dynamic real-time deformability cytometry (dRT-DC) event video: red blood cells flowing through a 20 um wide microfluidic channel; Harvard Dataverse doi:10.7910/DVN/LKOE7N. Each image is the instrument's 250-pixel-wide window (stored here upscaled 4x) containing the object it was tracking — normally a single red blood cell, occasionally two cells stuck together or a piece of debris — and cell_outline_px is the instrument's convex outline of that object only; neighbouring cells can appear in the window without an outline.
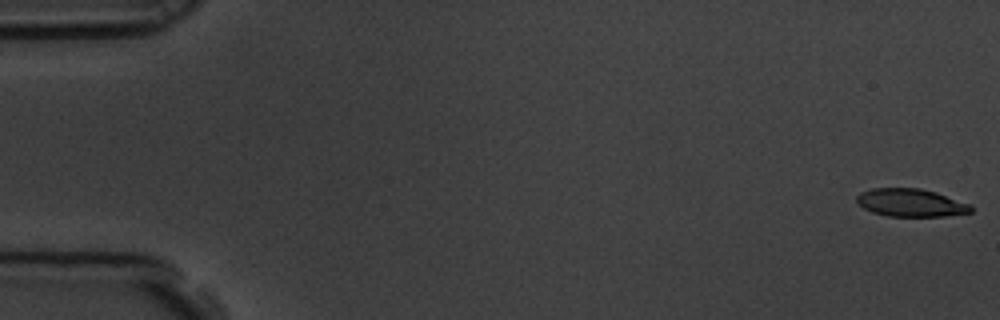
{"species": "common noctule bat (a hibernating species)", "species_latin": "Nyctalus noctula", "temperature_condition": "room temperature", "stored_images_in_passage": 6, "camera_frame_rate_fps": 3000, "um_per_image_px": 0.085, "animal": {"sex": "male", "body_mass_g": 19.5, "forearm_length_mm": 54.6}, "frame": {"image": 1, "passage_image": 1, "time_ms": 0.0, "image_size_px": [1000, 320], "cell_outline_px": [[972, 212], [944, 216], [888, 216], [872, 212], [864, 208], [856, 200], [856, 196], [860, 192], [872, 188], [920, 188], [936, 192], [972, 204]], "centroid_in_image_um": [77.43, 17.22], "position_along_channel_um": 7.6, "area_um2": 18.61}}
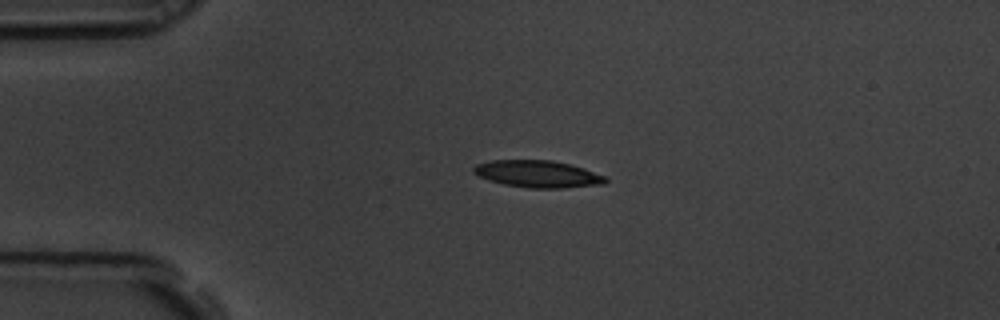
{"frame": {"image": 2, "passage_image": 5, "time_ms": 1.333, "image_size_px": [1000, 320], "cell_outline_px": [[608, 180], [604, 184], [564, 188], [528, 188], [504, 184], [488, 180], [472, 172], [472, 168], [476, 164], [492, 160], [552, 160], [584, 168], [608, 176]], "centroid_in_image_um": [45.74, 14.79], "position_along_channel_um": 39.3, "area_um2": 20.92}}